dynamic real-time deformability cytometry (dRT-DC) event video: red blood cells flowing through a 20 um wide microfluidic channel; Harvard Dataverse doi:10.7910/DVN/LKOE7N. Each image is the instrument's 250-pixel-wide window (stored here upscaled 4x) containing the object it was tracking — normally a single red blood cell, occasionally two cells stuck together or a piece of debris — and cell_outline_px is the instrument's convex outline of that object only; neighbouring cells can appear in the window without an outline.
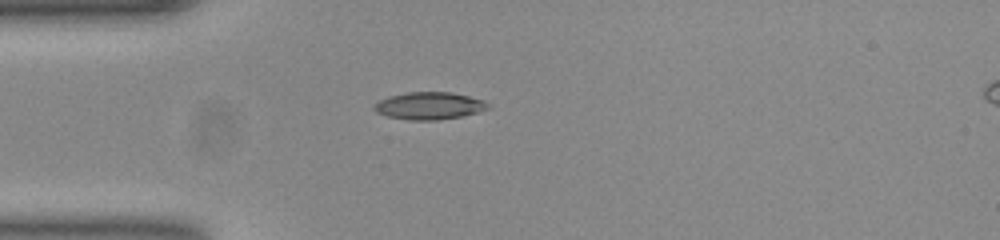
{"species": "common noctule bat (a hibernating species)", "species_latin": "Nyctalus noctula", "temperature_condition": "room temperature", "stored_images_in_passage": 39, "camera_frame_rate_fps": 3000, "um_per_image_px": 0.085, "animal": {"sex": "female", "body_mass_g": 23.0, "forearm_length_mm": 53.4}, "frame": {"image": 1, "passage_image": 1, "time_ms": 0.0, "image_size_px": [1000, 240], "cell_outline_px": [[488, 108], [476, 112], [460, 116], [436, 120], [408, 120], [388, 116], [376, 112], [372, 108], [372, 104], [388, 96], [408, 92], [452, 92], [484, 100], [488, 104]], "centroid_in_image_um": [36.42, 8.98], "position_along_channel_um": 48.6, "area_um2": 18.03}}
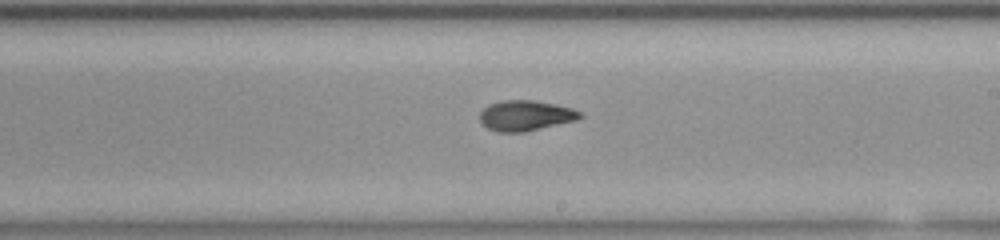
{"frame": {"image": 2, "passage_image": 17, "time_ms": 5.333, "image_size_px": [1000, 240], "cell_outline_px": [[584, 116], [576, 120], [524, 132], [496, 132], [488, 128], [480, 120], [480, 112], [488, 104], [500, 100], [532, 100], [556, 104], [572, 108], [580, 112]], "centroid_in_image_um": [44.66, 9.81], "position_along_channel_um": 244.3, "area_um2": 17.74}}
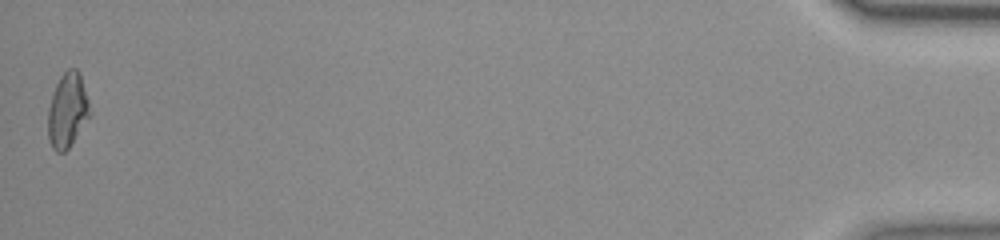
{"frame": {"image": 3, "passage_image": 39, "time_ms": 12.667, "image_size_px": [1000, 240], "cell_outline_px": [[88, 116], [68, 148], [64, 152], [56, 152], [52, 148], [48, 136], [48, 108], [56, 84], [60, 76], [68, 68], [76, 68], [80, 72], [88, 100]], "centroid_in_image_um": [5.7, 9.34], "position_along_channel_um": 429.5, "area_um2": 17.69}, "authors_computed_cell_mechanics": {"area_um2": 17.6868, "velocity_mm_per_s": 3.8907, "shape_relaxation_time_tau1_ms": null, "shape_relaxation_time_tau2_ms": 2.3028, "deformation_change_tau1": null, "deformation_change_tau2": 0.0792}}